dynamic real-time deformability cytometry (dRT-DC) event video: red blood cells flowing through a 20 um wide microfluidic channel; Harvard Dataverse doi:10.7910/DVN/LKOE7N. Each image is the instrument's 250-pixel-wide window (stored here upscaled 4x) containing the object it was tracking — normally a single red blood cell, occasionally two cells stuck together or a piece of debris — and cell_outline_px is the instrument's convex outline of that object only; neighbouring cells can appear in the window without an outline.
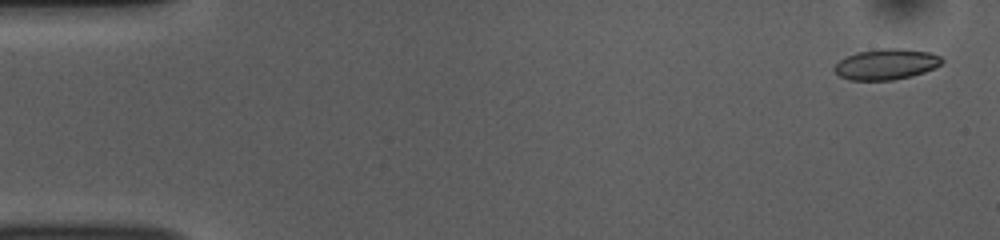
{"species": "common noctule bat (a hibernating species)", "species_latin": "Nyctalus noctula", "temperature_condition": "room temperature", "stored_images_in_passage": 53, "camera_frame_rate_fps": 3000, "um_per_image_px": 0.085, "animal": {"sex": "female", "body_mass_g": 10.0, "forearm_length_mm": 53.1}, "frame": {"image": 1, "passage_image": 2, "time_ms": 0.333, "image_size_px": [1000, 240], "cell_outline_px": [[944, 60], [940, 64], [924, 72], [912, 76], [892, 80], [848, 80], [840, 76], [832, 68], [840, 60], [856, 52], [880, 48], [904, 48], [928, 52], [940, 56]], "centroid_in_image_um": [75.31, 5.45], "position_along_channel_um": 9.7, "area_um2": 19.25}}
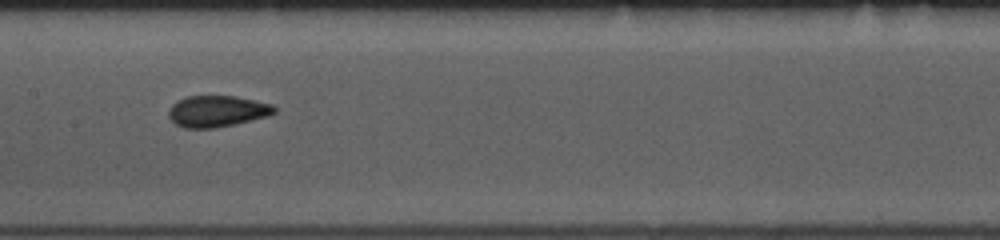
{"frame": {"image": 2, "passage_image": 26, "time_ms": 8.333, "image_size_px": [1000, 240], "cell_outline_px": [[276, 112], [268, 116], [216, 128], [184, 128], [176, 124], [168, 116], [168, 112], [172, 104], [176, 100], [188, 96], [236, 96], [256, 100], [272, 104], [276, 108]], "centroid_in_image_um": [18.45, 9.45], "position_along_channel_um": 189.0, "area_um2": 19.36}}
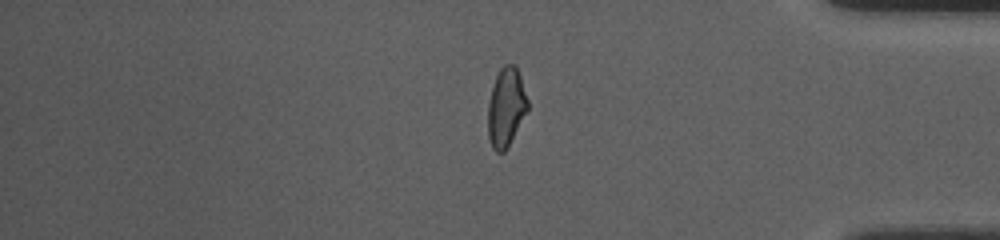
{"frame": {"image": 3, "passage_image": 44, "time_ms": 14.333, "image_size_px": [1000, 240], "cell_outline_px": [[528, 108], [504, 152], [496, 152], [492, 148], [488, 136], [488, 104], [492, 88], [496, 76], [500, 68], [504, 64], [516, 64], [528, 100]], "centroid_in_image_um": [43.0, 9.08], "position_along_channel_um": 392.2, "area_um2": 17.98}, "authors_computed_cell_mechanics": {"area_um2": 19.074, "velocity_mm_per_s": 3.7981, "shape_relaxation_time_tau1_ms": null, "shape_relaxation_time_tau2_ms": 1.4591, "deformation_change_tau1": null, "deformation_change_tau2": 0.0701}}